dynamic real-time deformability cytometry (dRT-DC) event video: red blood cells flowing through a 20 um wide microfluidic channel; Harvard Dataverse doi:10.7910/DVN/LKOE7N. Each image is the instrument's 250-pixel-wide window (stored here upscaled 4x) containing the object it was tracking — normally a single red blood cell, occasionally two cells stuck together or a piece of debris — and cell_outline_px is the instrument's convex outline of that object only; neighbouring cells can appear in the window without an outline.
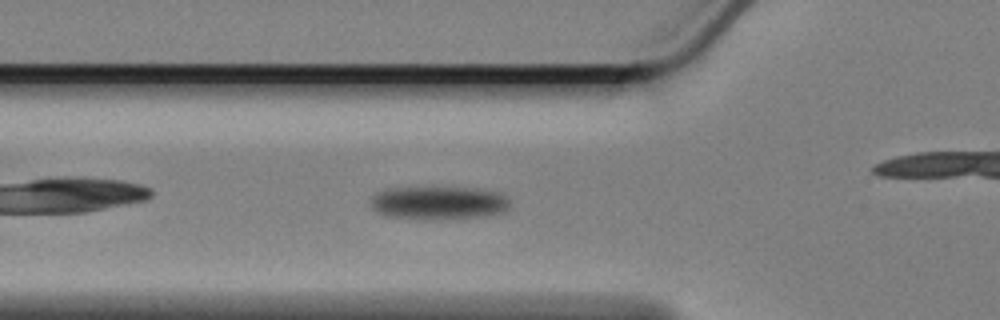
{"species": "Egyptian fruit bat (a non-hibernating species)", "species_latin": "Rousettus aegyptiacus", "temperature_condition": "cold", "stored_images_in_passage": 47, "camera_frame_rate_fps": 3000, "um_per_image_px": 0.085, "animal": {"sex": "female"}, "frame": {"image": 1, "passage_image": 6, "time_ms": 1.667, "image_size_px": [1000, 320], "cell_outline_px": [[512, 208], [504, 212], [492, 216], [444, 220], [424, 220], [384, 216], [376, 212], [372, 208], [372, 196], [376, 192], [388, 188], [472, 188], [500, 192], [508, 200]], "centroid_in_image_um": [37.32, 17.28], "position_along_channel_um": 88.5, "area_um2": 27.69}}
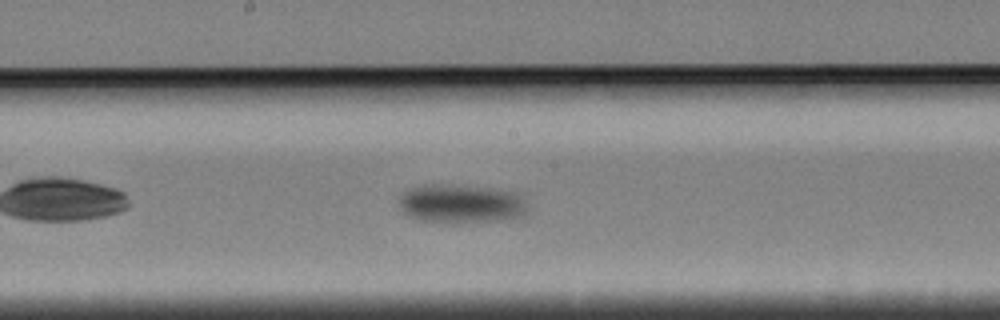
{"frame": {"image": 2, "passage_image": 17, "time_ms": 5.333, "image_size_px": [1000, 320], "cell_outline_px": [[528, 212], [516, 216], [500, 220], [420, 220], [408, 216], [400, 208], [400, 196], [408, 188], [424, 184], [452, 184], [488, 188], [512, 192], [520, 196], [528, 204]], "centroid_in_image_um": [39.15, 17.26], "position_along_channel_um": 209.0, "area_um2": 28.15}}
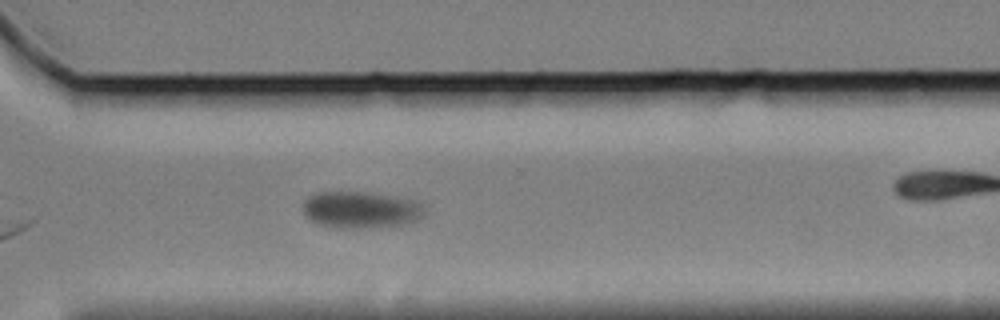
{"frame": {"image": 3, "passage_image": 29, "time_ms": 9.333, "image_size_px": [1000, 320], "cell_outline_px": [[424, 212], [416, 220], [404, 224], [380, 228], [336, 228], [316, 224], [304, 216], [304, 200], [312, 192], [364, 192], [412, 200], [420, 204]], "centroid_in_image_um": [30.57, 17.85], "position_along_channel_um": 340.0, "area_um2": 26.01}, "authors_computed_cell_mechanics": {"area_um2": 26.3568, "velocity_mm_per_s": 3.2803, "shape_relaxation_time_tau1_ms": 6.2098, "shape_relaxation_time_tau2_ms": null, "deformation_change_tau1": 0.1005, "deformation_change_tau2": null}}